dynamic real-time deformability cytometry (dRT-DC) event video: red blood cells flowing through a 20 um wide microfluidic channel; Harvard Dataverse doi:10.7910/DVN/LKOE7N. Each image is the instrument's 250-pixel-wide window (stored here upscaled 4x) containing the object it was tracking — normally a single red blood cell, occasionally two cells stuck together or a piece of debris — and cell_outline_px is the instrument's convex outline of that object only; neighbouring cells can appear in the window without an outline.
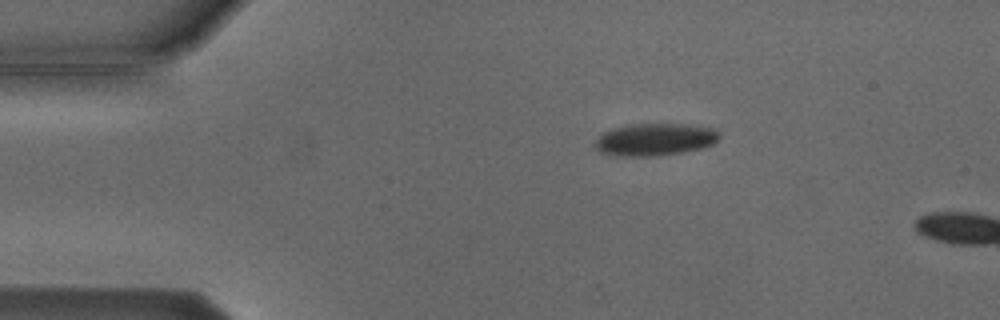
{"species": "Egyptian fruit bat (a non-hibernating species)", "species_latin": "Rousettus aegyptiacus", "temperature_condition": "cold", "stored_images_in_passage": 3, "camera_frame_rate_fps": 3000, "um_per_image_px": 0.085, "animal": {"sex": "male"}, "frame": {"image": 1, "passage_image": 2, "time_ms": 1.0, "image_size_px": [1000, 320], "cell_outline_px": [[720, 136], [712, 144], [700, 148], [684, 152], [660, 156], [608, 156], [600, 152], [592, 144], [604, 132], [612, 128], [628, 124], [692, 124], [716, 128]], "centroid_in_image_um": [55.64, 11.86], "position_along_channel_um": 29.4, "area_um2": 23.81}}